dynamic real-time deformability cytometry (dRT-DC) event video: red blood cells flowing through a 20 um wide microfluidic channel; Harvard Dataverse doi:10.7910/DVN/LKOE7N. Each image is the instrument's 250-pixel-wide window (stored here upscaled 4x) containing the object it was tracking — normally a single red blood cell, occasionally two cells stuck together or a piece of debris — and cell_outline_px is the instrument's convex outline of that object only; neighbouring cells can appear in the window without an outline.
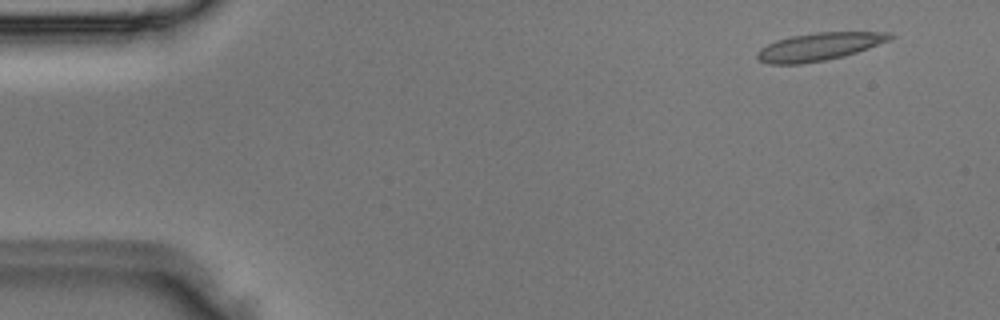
{"species": "Egyptian fruit bat (a non-hibernating species)", "species_latin": "Rousettus aegyptiacus", "temperature_condition": "room temperature", "stored_images_in_passage": 7, "camera_frame_rate_fps": 3000, "um_per_image_px": 0.085, "animal": {"sex": "male"}, "frame": {"image": 1, "passage_image": 1, "time_ms": 0.0, "image_size_px": [1000, 320], "cell_outline_px": [[896, 36], [892, 40], [844, 56], [824, 60], [800, 64], [768, 64], [760, 60], [756, 56], [756, 52], [760, 48], [776, 40], [792, 36], [816, 32], [892, 32]], "centroid_in_image_um": [69.66, 3.96], "position_along_channel_um": 15.3, "area_um2": 21.56}}
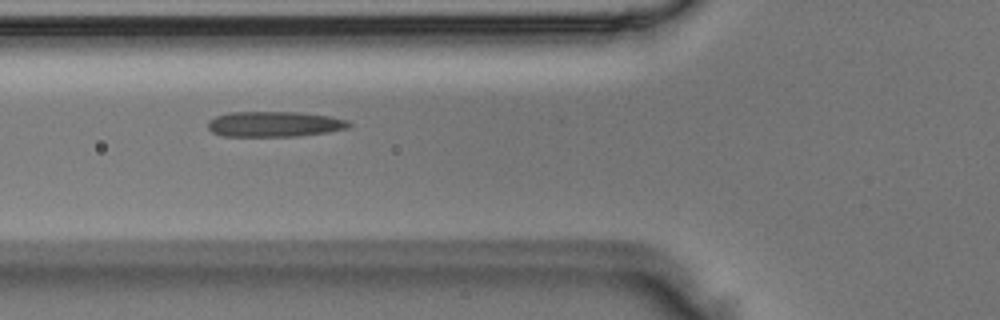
{"frame": {"image": 2, "passage_image": 5, "time_ms": 1.333, "image_size_px": [1000, 320], "cell_outline_px": [[352, 124], [348, 128], [328, 132], [296, 136], [220, 136], [212, 132], [208, 128], [208, 120], [216, 116], [228, 112], [300, 112], [332, 116], [348, 120]], "centroid_in_image_um": [23.33, 10.54], "position_along_channel_um": 102.5, "area_um2": 21.1}}
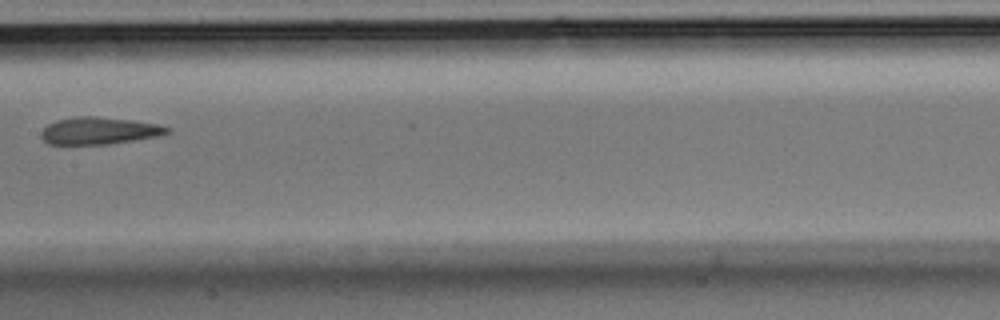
{"frame": {"image": 3, "passage_image": 7, "time_ms": 2.0, "image_size_px": [1000, 320], "cell_outline_px": [[172, 128], [168, 132], [156, 136], [108, 144], [48, 144], [40, 136], [40, 132], [48, 124], [56, 120], [72, 116], [96, 116], [132, 120], [160, 124]], "centroid_in_image_um": [8.39, 11.1], "position_along_channel_um": 199.0, "area_um2": 19.94}}